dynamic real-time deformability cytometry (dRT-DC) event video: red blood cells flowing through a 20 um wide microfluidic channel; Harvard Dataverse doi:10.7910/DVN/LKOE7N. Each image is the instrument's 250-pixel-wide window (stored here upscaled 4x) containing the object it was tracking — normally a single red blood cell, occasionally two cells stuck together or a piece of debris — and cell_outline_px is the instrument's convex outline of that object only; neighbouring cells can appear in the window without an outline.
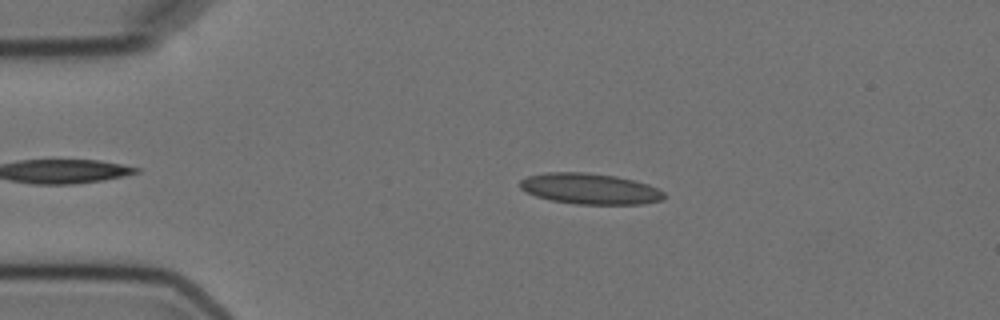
{"species": "Egyptian fruit bat (a non-hibernating species)", "species_latin": "Rousettus aegyptiacus", "temperature_condition": "cold", "stored_images_in_passage": 4, "camera_frame_rate_fps": 3000, "um_per_image_px": 0.085, "animal": {"sex": "female"}, "frame": {"image": 1, "passage_image": 3, "time_ms": 2.333, "image_size_px": [1000, 320], "cell_outline_px": [[664, 196], [660, 200], [644, 204], [576, 204], [552, 200], [536, 196], [520, 188], [520, 180], [528, 176], [544, 172], [584, 172], [616, 176], [648, 184], [664, 192]], "centroid_in_image_um": [50.12, 16.04], "position_along_channel_um": 34.9, "area_um2": 25.72}}